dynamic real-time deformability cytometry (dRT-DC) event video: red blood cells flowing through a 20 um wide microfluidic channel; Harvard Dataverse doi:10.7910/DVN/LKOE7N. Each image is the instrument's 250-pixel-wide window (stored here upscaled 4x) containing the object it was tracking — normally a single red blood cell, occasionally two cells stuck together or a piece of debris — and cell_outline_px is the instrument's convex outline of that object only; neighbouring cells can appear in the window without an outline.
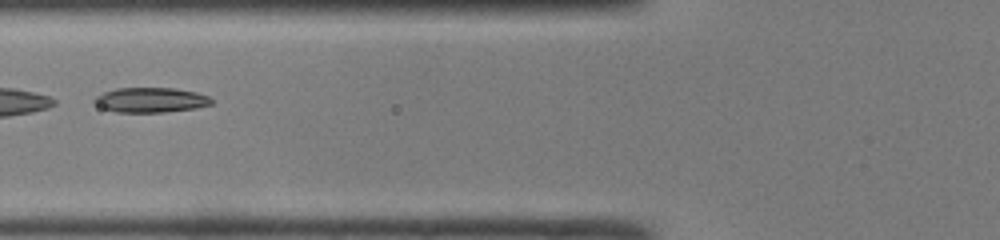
{"species": "common noctule bat (a hibernating species)", "species_latin": "Nyctalus noctula", "temperature_condition": "room temperature", "stored_images_in_passage": 40, "camera_frame_rate_fps": 3000, "um_per_image_px": 0.085, "animal": {"sex": "male", "body_mass_g": 19.0, "forearm_length_mm": 50.8}, "frame": {"image": 1, "passage_image": 12, "time_ms": 3.667, "image_size_px": [1000, 240], "cell_outline_px": [[212, 104], [196, 108], [164, 112], [116, 112], [100, 108], [92, 100], [96, 96], [104, 92], [116, 88], [176, 88], [196, 92], [208, 96], [212, 100]], "centroid_in_image_um": [12.79, 8.5], "position_along_channel_um": 113.0, "area_um2": 17.05}, "authors_computed_cell_mechanics": {"area_um2": 17.6001, "velocity_mm_per_s": 4.1895, "shape_relaxation_time_tau1_ms": null, "shape_relaxation_time_tau2_ms": 2.4727, "deformation_change_tau1": null, "deformation_change_tau2": 0.0551}}